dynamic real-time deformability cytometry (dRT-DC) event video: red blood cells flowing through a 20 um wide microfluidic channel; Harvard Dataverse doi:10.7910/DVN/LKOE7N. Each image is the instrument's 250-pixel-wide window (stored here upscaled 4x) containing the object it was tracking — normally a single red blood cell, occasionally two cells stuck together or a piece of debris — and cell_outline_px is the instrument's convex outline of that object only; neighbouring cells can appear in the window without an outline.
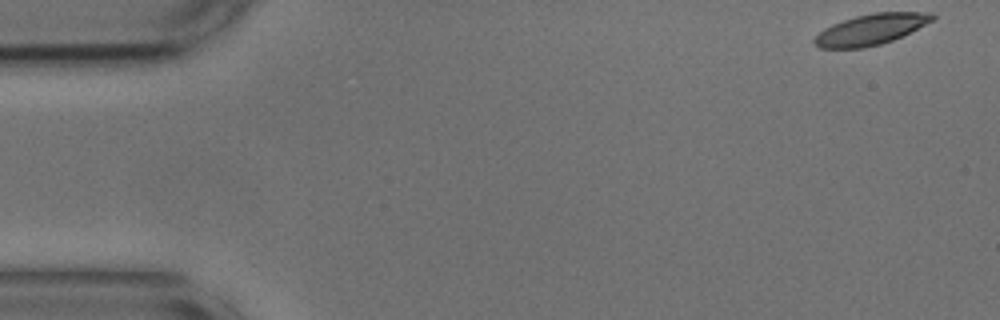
{"species": "common noctule bat (a hibernating species)", "species_latin": "Nyctalus noctula", "temperature_condition": "cold", "stored_images_in_passage": 14, "camera_frame_rate_fps": 3000, "um_per_image_px": 0.085, "animal": {"sex": "male", "body_mass_g": 17.9, "forearm_length_mm": 54.2}, "frame": {"image": 1, "passage_image": 1, "time_ms": 0.0, "image_size_px": [1000, 320], "cell_outline_px": [[936, 16], [932, 20], [892, 40], [880, 44], [864, 48], [820, 48], [812, 44], [812, 40], [824, 28], [832, 24], [856, 16], [876, 12], [932, 12]], "centroid_in_image_um": [73.97, 2.5], "position_along_channel_um": 11.0, "area_um2": 20.87}}
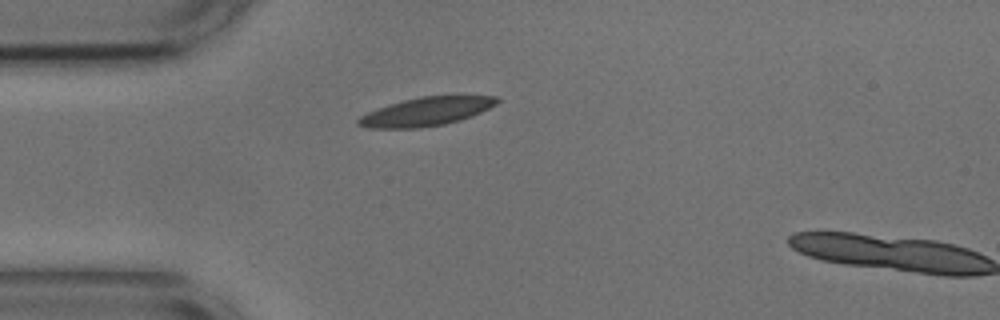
{"frame": {"image": 2, "passage_image": 13, "time_ms": 4.0, "image_size_px": [1000, 320], "cell_outline_px": [[500, 100], [496, 104], [472, 116], [460, 120], [444, 124], [420, 128], [368, 128], [356, 124], [356, 120], [360, 116], [376, 108], [404, 100], [420, 96], [496, 96]], "centroid_in_image_um": [36.19, 9.49], "position_along_channel_um": 48.8, "area_um2": 22.95}}